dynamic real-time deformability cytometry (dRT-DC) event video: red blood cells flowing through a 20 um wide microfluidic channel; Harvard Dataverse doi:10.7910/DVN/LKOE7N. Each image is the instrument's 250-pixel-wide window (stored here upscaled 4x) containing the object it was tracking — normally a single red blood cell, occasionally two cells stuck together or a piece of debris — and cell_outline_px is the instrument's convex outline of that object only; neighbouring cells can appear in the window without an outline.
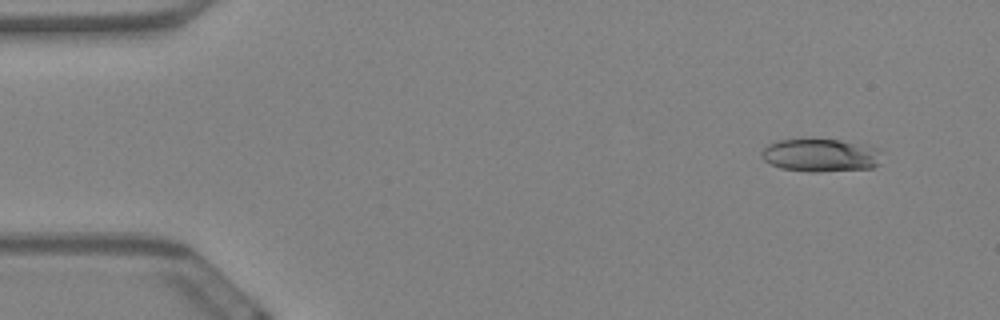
{"species": "Egyptian fruit bat (a non-hibernating species)", "species_latin": "Rousettus aegyptiacus", "temperature_condition": "warm", "stored_images_in_passage": 52, "camera_frame_rate_fps": 3000, "um_per_image_px": 0.085, "animal": {"sex": "female"}, "frame": {"image": 1, "passage_image": 2, "time_ms": 0.333, "image_size_px": [1000, 320], "cell_outline_px": [[880, 164], [872, 168], [820, 172], [808, 172], [780, 168], [764, 160], [760, 156], [760, 152], [768, 144], [776, 140], [808, 136], [840, 140], [868, 144], [876, 148]], "centroid_in_image_um": [69.69, 13.15], "position_along_channel_um": 15.3, "area_um2": 24.04}}
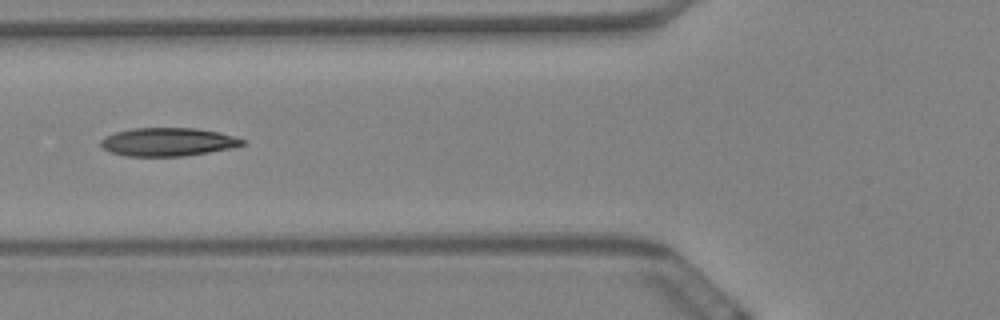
{"frame": {"image": 2, "passage_image": 20, "time_ms": 6.333, "image_size_px": [1000, 320], "cell_outline_px": [[244, 144], [228, 148], [208, 152], [184, 156], [128, 156], [112, 152], [104, 148], [100, 144], [100, 140], [104, 136], [116, 132], [132, 128], [196, 128], [220, 132], [244, 140]], "centroid_in_image_um": [14.23, 12.05], "position_along_channel_um": 111.6, "area_um2": 23.12}}
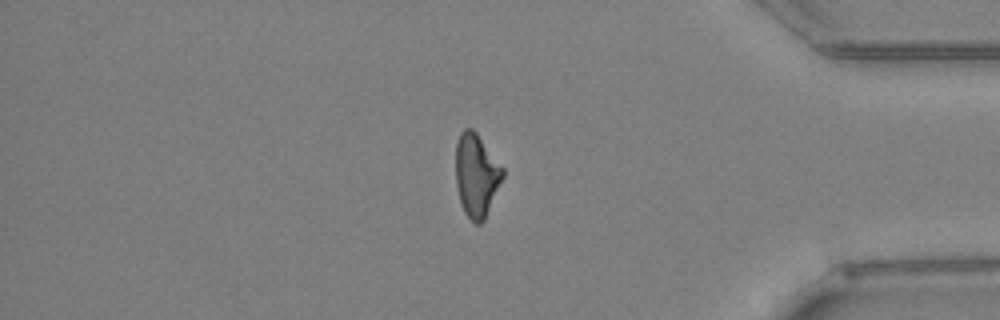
{"frame": {"image": 3, "passage_image": 47, "time_ms": 15.333, "image_size_px": [1000, 320], "cell_outline_px": [[504, 176], [484, 220], [480, 224], [476, 224], [464, 212], [460, 200], [456, 184], [456, 144], [460, 132], [464, 128], [472, 128], [476, 132], [504, 168]], "centroid_in_image_um": [40.5, 14.87], "position_along_channel_um": 394.7, "area_um2": 22.66}, "authors_computed_cell_mechanics": {"area_um2": 23.1489, "velocity_mm_per_s": 3.4546, "shape_relaxation_time_tau1_ms": null, "shape_relaxation_time_tau2_ms": 3.3004, "deformation_change_tau1": null, "deformation_change_tau2": 0.1185}}